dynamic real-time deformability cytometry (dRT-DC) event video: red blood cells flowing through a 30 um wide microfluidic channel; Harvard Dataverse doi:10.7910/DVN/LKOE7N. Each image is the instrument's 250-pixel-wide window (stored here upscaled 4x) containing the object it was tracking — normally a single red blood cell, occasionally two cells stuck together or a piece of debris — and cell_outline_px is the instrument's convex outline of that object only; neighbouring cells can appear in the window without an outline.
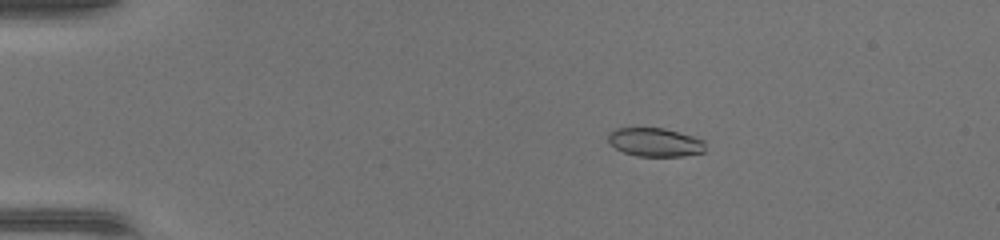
{"species": "common noctule bat (a hibernating species)", "species_latin": "Nyctalus noctula", "temperature_condition": "warm", "stored_images_in_passage": 44, "camera_frame_rate_fps": 3000, "um_per_image_px": 0.085, "animal": {"sex": "female", "body_mass_g": 17.0, "forearm_length_mm": 48.0}, "frame": {"image": 1, "passage_image": 6, "time_ms": 1.667, "image_size_px": [1000, 240], "cell_outline_px": [[704, 152], [684, 156], [636, 156], [624, 152], [616, 148], [608, 140], [608, 132], [616, 128], [664, 128], [692, 136], [704, 140]], "centroid_in_image_um": [55.67, 12.09], "position_along_channel_um": 29.3, "area_um2": 16.13}}
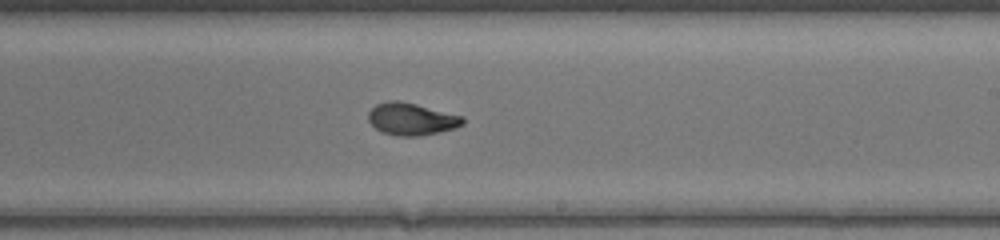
{"frame": {"image": 2, "passage_image": 26, "time_ms": 8.333, "image_size_px": [1000, 240], "cell_outline_px": [[464, 124], [456, 128], [420, 136], [400, 136], [384, 132], [376, 128], [368, 120], [368, 112], [376, 104], [388, 100], [396, 100], [416, 104], [464, 116]], "centroid_in_image_um": [34.99, 10.11], "position_along_channel_um": 254.0, "area_um2": 17.69}}
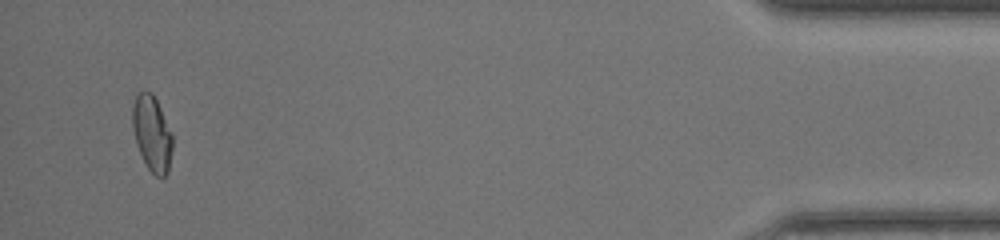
{"frame": {"image": 3, "passage_image": 42, "time_ms": 13.667, "image_size_px": [1000, 240], "cell_outline_px": [[172, 148], [168, 172], [164, 176], [156, 176], [148, 168], [136, 144], [132, 128], [132, 104], [136, 96], [144, 88], [152, 92], [172, 132]], "centroid_in_image_um": [12.9, 11.3], "position_along_channel_um": 422.3, "area_um2": 17.63}}